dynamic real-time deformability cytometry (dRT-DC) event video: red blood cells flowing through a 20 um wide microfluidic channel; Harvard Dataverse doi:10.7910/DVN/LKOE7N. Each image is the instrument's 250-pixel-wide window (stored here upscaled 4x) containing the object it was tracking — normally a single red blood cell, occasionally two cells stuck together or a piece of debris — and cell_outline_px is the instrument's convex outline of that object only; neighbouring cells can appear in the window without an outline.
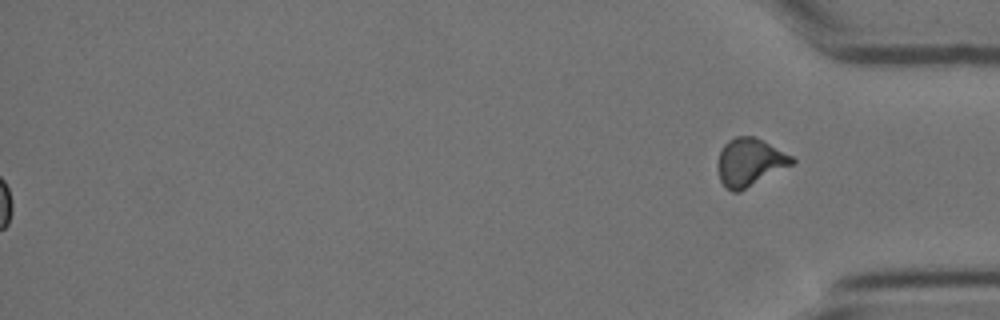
{"species": "Egyptian fruit bat (a non-hibernating species)", "species_latin": "Rousettus aegyptiacus", "temperature_condition": "cold", "stored_images_in_passage": 51, "segment_of_instrument_passage": [2, 2], "camera_frame_rate_fps": 3000, "um_per_image_px": 0.085, "animal": {"sex": "female"}, "frame": {"image": 1, "passage_image": 51, "time_ms": 16.667, "image_size_px": [1000, 320], "cell_outline_px": [[796, 160], [792, 164], [740, 192], [732, 192], [720, 180], [716, 164], [720, 152], [724, 144], [728, 140], [736, 136], [752, 136], [792, 156]], "centroid_in_image_um": [63.68, 13.8], "position_along_channel_um": 371.5, "area_um2": 20.35}}